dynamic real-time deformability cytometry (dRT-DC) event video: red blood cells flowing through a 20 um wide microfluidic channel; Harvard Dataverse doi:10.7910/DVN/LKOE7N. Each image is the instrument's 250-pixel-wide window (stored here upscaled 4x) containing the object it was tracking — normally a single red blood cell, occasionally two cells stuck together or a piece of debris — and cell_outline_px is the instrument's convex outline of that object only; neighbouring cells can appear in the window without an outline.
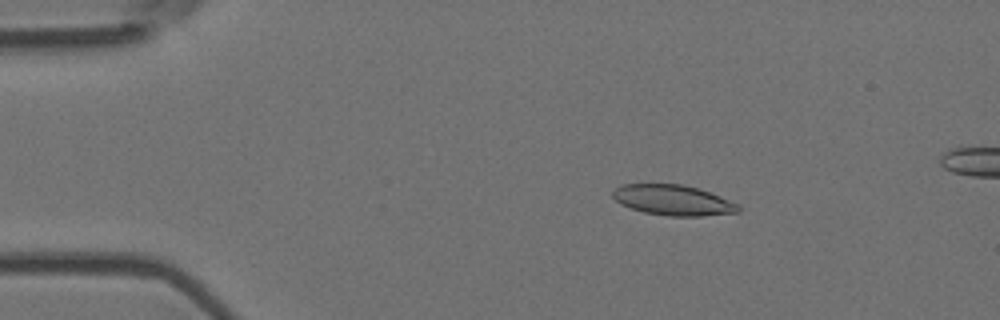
{"species": "Egyptian fruit bat (a non-hibernating species)", "species_latin": "Rousettus aegyptiacus", "temperature_condition": "room temperature", "stored_images_in_passage": 53, "camera_frame_rate_fps": 3000, "um_per_image_px": 0.085, "animal": {"sex": "female"}, "frame": {"image": 1, "passage_image": 9, "time_ms": 2.667, "image_size_px": [1000, 320], "cell_outline_px": [[740, 212], [700, 216], [668, 216], [644, 212], [620, 204], [612, 196], [612, 188], [620, 184], [680, 184], [696, 188], [720, 196], [740, 204]], "centroid_in_image_um": [57.19, 17.01], "position_along_channel_um": 27.8, "area_um2": 22.31}}
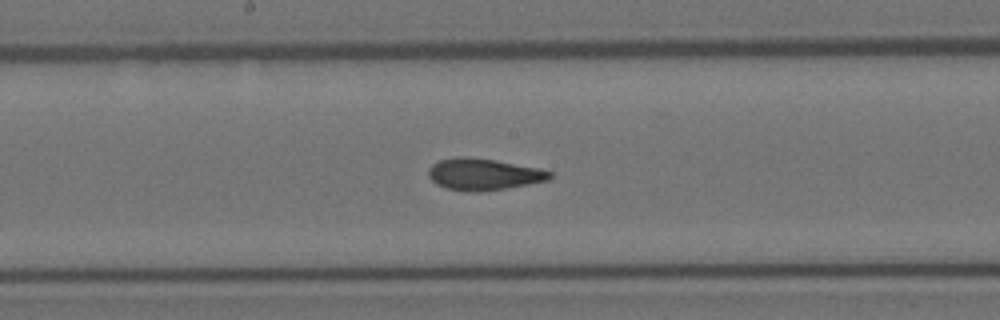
{"frame": {"image": 2, "passage_image": 28, "time_ms": 9.0, "image_size_px": [1000, 320], "cell_outline_px": [[552, 176], [548, 180], [528, 184], [480, 192], [468, 192], [448, 188], [436, 184], [428, 176], [428, 168], [432, 164], [440, 160], [456, 156], [464, 156], [496, 160], [540, 168], [552, 172]], "centroid_in_image_um": [41.08, 14.8], "position_along_channel_um": 207.1, "area_um2": 22.43}}
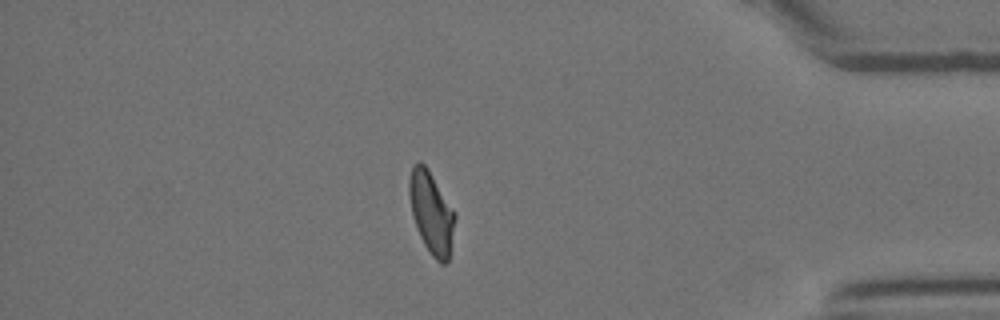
{"frame": {"image": 3, "passage_image": 46, "time_ms": 15.0, "image_size_px": [1000, 320], "cell_outline_px": [[456, 216], [448, 260], [444, 264], [440, 264], [432, 256], [424, 244], [416, 228], [412, 216], [408, 192], [408, 180], [412, 168], [420, 160], [428, 168], [456, 212]], "centroid_in_image_um": [36.66, 18.05], "position_along_channel_um": 398.5, "area_um2": 21.96}, "authors_computed_cell_mechanics": {"area_um2": 22.1952, "velocity_mm_per_s": 3.7868, "shape_relaxation_time_tau1_ms": 10.3834, "shape_relaxation_time_tau2_ms": 1.5592, "deformation_change_tau1": 0.2394, "deformation_change_tau2": 0.0823}}